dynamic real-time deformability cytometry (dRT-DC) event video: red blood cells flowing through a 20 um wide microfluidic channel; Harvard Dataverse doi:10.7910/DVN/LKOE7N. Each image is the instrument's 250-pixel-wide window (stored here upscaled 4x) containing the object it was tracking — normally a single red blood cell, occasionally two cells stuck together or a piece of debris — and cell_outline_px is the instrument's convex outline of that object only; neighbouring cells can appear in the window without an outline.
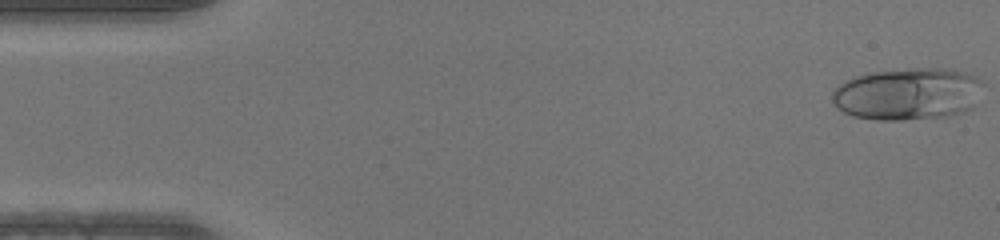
{"species": "human", "species_latin": "Homo sapiens", "temperature_condition": "warm", "stored_images_in_passage": 49, "camera_frame_rate_fps": 3000, "um_per_image_px": 0.085, "donor": {"sex": "male"}, "frame": {"image": 1, "passage_image": 1, "time_ms": 0.0, "image_size_px": [1000, 240], "cell_outline_px": [[984, 84], [976, 104], [972, 108], [964, 112], [948, 116], [904, 120], [876, 120], [852, 116], [836, 108], [832, 100], [832, 92], [844, 80], [856, 76], [872, 72], [908, 68], [944, 68], [968, 72], [976, 76]], "centroid_in_image_um": [77.19, 7.98], "position_along_channel_um": 7.8, "area_um2": 46.53}}
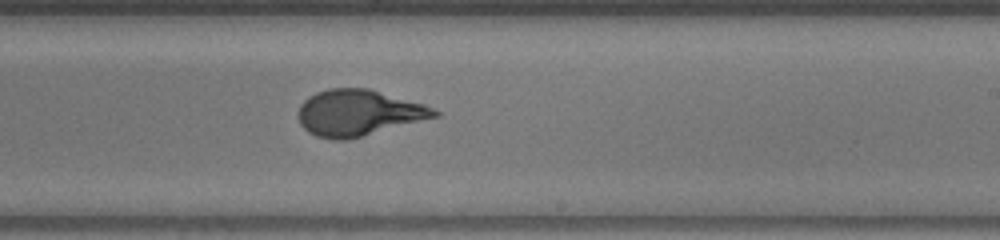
{"frame": {"image": 2, "passage_image": 29, "time_ms": 9.333, "image_size_px": [1000, 240], "cell_outline_px": [[440, 116], [348, 140], [332, 140], [316, 136], [308, 132], [300, 124], [296, 112], [300, 104], [308, 96], [316, 92], [328, 88], [368, 88], [424, 104], [440, 112]], "centroid_in_image_um": [30.43, 9.59], "position_along_channel_um": 258.6, "area_um2": 36.88}}
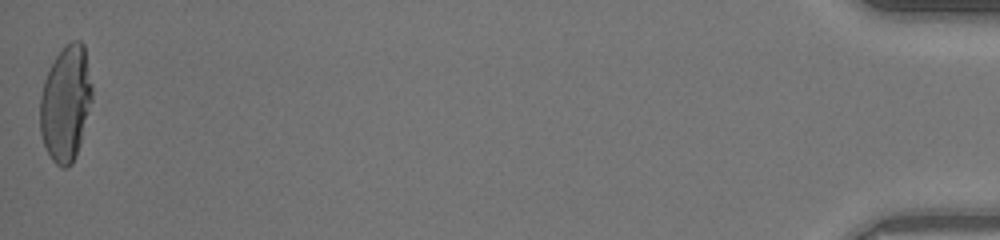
{"frame": {"image": 3, "passage_image": 49, "time_ms": 16.0, "image_size_px": [1000, 240], "cell_outline_px": [[92, 100], [80, 144], [76, 156], [72, 164], [68, 168], [60, 168], [52, 160], [44, 144], [40, 132], [40, 96], [44, 80], [56, 56], [72, 40], [80, 40], [84, 44], [92, 84]], "centroid_in_image_um": [5.6, 8.82], "position_along_channel_um": 429.6, "area_um2": 35.08}}